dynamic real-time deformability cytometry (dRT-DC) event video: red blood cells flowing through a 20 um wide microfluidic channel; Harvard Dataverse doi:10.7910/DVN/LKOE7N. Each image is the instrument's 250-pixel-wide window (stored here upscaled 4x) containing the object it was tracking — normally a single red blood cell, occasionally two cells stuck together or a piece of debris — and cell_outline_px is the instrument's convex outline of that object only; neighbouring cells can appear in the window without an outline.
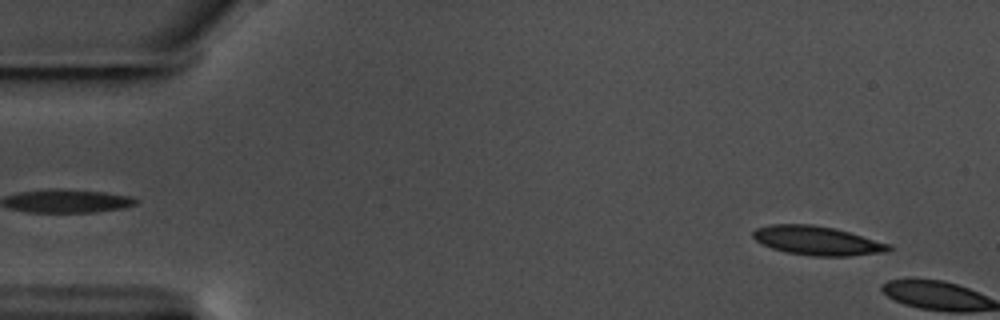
{"species": "common noctule bat (a hibernating species)", "species_latin": "Nyctalus noctula", "temperature_condition": "warm", "stored_images_in_passage": 4, "camera_frame_rate_fps": 3000, "um_per_image_px": 0.085, "animal": {"sex": "male", "body_mass_g": 17.5, "forearm_length_mm": 52.3}, "frame": {"image": 1, "passage_image": 2, "time_ms": 0.333, "image_size_px": [1000, 320], "cell_outline_px": [[892, 248], [888, 252], [848, 256], [812, 256], [788, 252], [772, 248], [756, 240], [752, 236], [752, 232], [756, 228], [772, 224], [812, 224], [836, 228], [892, 244]], "centroid_in_image_um": [69.51, 20.45], "position_along_channel_um": 15.5, "area_um2": 23.06}}